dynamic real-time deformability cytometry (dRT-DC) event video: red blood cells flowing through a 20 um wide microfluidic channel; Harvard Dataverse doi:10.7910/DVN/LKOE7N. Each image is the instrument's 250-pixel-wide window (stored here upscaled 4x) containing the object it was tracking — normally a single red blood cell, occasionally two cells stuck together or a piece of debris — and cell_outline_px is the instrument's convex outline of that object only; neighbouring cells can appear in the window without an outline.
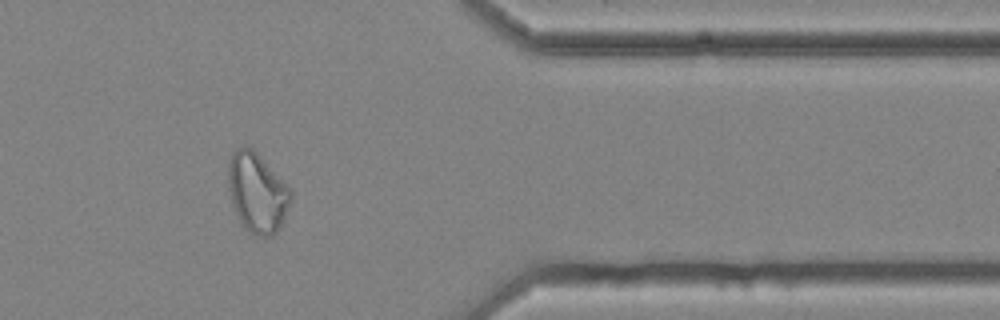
{"species": "common noctule bat (a hibernating species)", "species_latin": "Nyctalus noctula", "temperature_condition": "cold", "stored_images_in_passage": 40, "camera_frame_rate_fps": 3000, "um_per_image_px": 0.085, "animal": {"sex": "female", "body_mass_g": 25.1}, "frame": {"image": 1, "passage_image": 29, "time_ms": 9.333, "image_size_px": [1000, 320], "cell_outline_px": [[292, 200], [276, 232], [272, 236], [260, 236], [248, 232], [240, 224], [228, 188], [228, 164], [232, 152], [244, 144], [252, 148], [292, 188]], "centroid_in_image_um": [21.86, 16.35], "position_along_channel_um": 389.5, "area_um2": 29.13}, "authors_computed_cell_mechanics": {"area_um2": 25.3453, "velocity_mm_per_s": 3.5782, "shape_relaxation_time_tau1_ms": null, "shape_relaxation_time_tau2_ms": 2.1771, "deformation_change_tau1": null, "deformation_change_tau2": 0.0984}}